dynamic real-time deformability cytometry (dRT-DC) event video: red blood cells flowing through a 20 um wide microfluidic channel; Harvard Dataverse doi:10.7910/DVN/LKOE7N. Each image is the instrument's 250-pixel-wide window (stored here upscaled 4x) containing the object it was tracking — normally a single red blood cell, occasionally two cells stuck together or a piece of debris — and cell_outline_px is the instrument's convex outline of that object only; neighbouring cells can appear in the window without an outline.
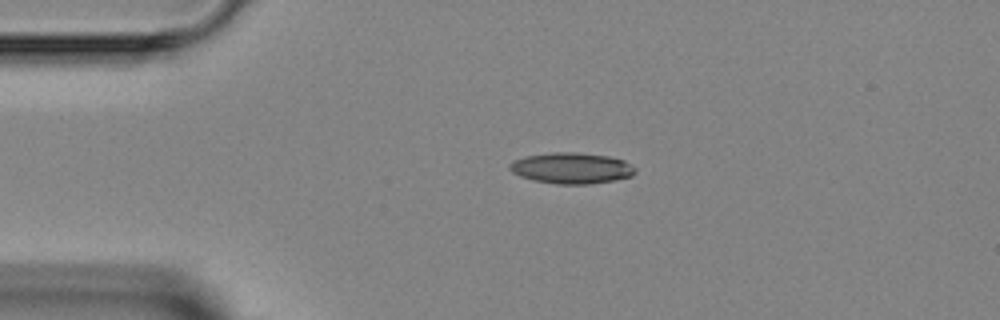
{"species": "Egyptian fruit bat (a non-hibernating species)", "species_latin": "Rousettus aegyptiacus", "temperature_condition": "room temperature", "stored_images_in_passage": 2, "camera_frame_rate_fps": 3000, "um_per_image_px": 0.085, "animal": {"sex": "female"}, "frame": {"image": 1, "passage_image": 1, "time_ms": 0.0, "image_size_px": [1000, 320], "cell_outline_px": [[636, 172], [632, 176], [612, 180], [588, 184], [556, 184], [536, 180], [520, 176], [512, 172], [508, 168], [508, 164], [512, 160], [524, 156], [552, 152], [576, 152], [608, 156], [624, 160], [636, 168]], "centroid_in_image_um": [48.55, 14.28], "position_along_channel_um": 36.4, "area_um2": 22.72}}